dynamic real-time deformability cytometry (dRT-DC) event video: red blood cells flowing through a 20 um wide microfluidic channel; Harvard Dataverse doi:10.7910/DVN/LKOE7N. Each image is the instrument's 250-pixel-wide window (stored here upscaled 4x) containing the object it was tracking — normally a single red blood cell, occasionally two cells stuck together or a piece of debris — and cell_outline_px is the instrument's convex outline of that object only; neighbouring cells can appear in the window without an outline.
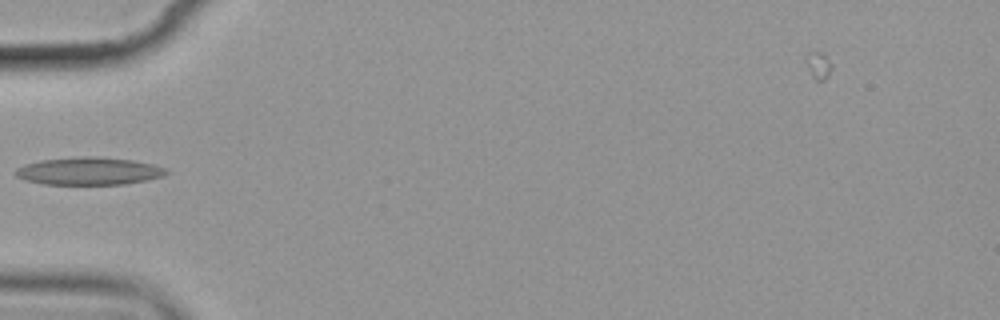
{"species": "common noctule bat (a hibernating species)", "species_latin": "Nyctalus noctula", "temperature_condition": "cold", "stored_images_in_passage": 6, "camera_frame_rate_fps": 3000, "um_per_image_px": 0.085, "animal": {"sex": "female", "body_mass_g": 19.9}, "frame": {"image": 1, "passage_image": 6, "time_ms": 6.0, "image_size_px": [1000, 320], "cell_outline_px": [[168, 172], [164, 176], [148, 180], [124, 184], [44, 184], [24, 180], [16, 176], [12, 172], [16, 168], [24, 164], [40, 160], [84, 156], [100, 156], [132, 160], [152, 164], [164, 168]], "centroid_in_image_um": [7.52, 14.54], "position_along_channel_um": 77.5, "area_um2": 24.39}}